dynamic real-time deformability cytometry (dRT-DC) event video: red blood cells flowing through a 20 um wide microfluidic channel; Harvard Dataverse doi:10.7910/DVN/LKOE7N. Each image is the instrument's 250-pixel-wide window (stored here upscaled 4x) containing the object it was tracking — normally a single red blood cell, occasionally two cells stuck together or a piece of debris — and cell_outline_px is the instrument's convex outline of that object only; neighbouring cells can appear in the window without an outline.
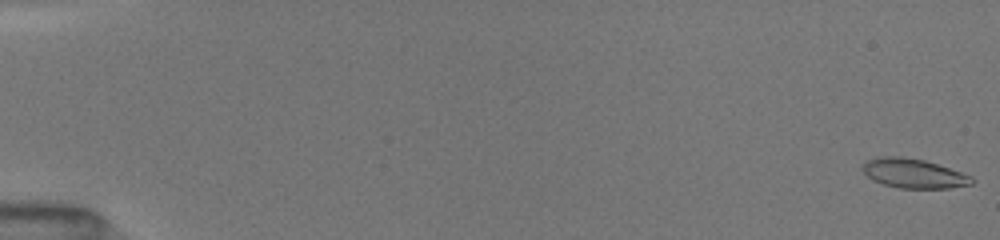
{"species": "common noctule bat (a hibernating species)", "species_latin": "Nyctalus noctula", "temperature_condition": "room temperature", "stored_images_in_passage": 32, "camera_frame_rate_fps": 3000, "um_per_image_px": 0.085, "animal": {"sex": "female", "body_mass_g": 19.5, "forearm_length_mm": 54.1}, "frame": {"image": 1, "passage_image": 1, "time_ms": 0.0, "image_size_px": [1000, 240], "cell_outline_px": [[976, 180], [972, 184], [948, 188], [900, 188], [884, 184], [872, 180], [860, 168], [868, 160], [880, 156], [900, 156], [924, 160], [972, 176]], "centroid_in_image_um": [77.65, 14.74], "position_along_channel_um": 7.3, "area_um2": 18.55}}
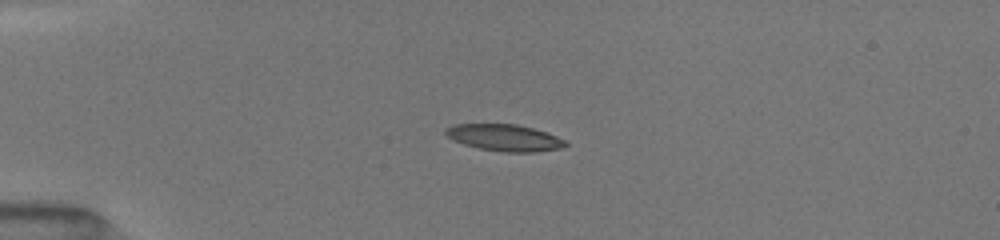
{"frame": {"image": 2, "passage_image": 24, "time_ms": 4.333, "image_size_px": [1000, 240], "cell_outline_px": [[568, 144], [560, 148], [536, 152], [504, 152], [480, 148], [464, 144], [452, 140], [444, 132], [444, 128], [456, 124], [516, 124], [532, 128], [556, 136], [564, 140]], "centroid_in_image_um": [42.85, 11.7], "position_along_channel_um": 42.2, "area_um2": 18.44}}